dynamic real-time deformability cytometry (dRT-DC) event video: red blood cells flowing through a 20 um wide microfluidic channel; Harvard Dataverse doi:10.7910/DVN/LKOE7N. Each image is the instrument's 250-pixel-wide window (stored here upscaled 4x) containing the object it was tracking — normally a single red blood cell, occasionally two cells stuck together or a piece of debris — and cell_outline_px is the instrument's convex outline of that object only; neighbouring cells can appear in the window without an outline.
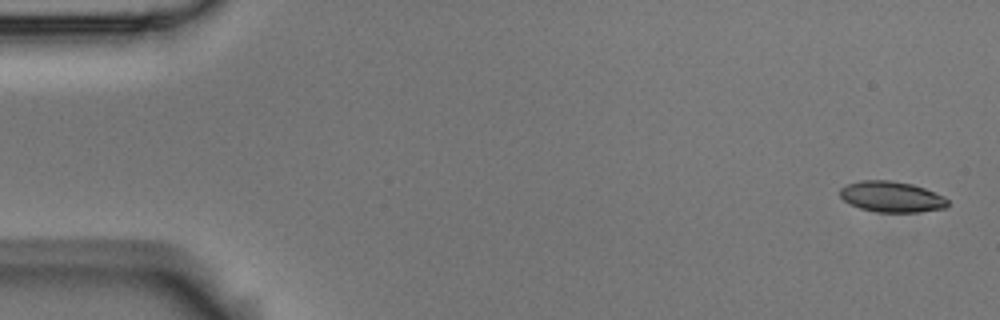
{"species": "Egyptian fruit bat (a non-hibernating species)", "species_latin": "Rousettus aegyptiacus", "temperature_condition": "room temperature", "stored_images_in_passage": 5, "camera_frame_rate_fps": 3000, "um_per_image_px": 0.085, "animal": {"sex": "male"}, "frame": {"image": 1, "passage_image": 1, "time_ms": 0.0, "image_size_px": [1000, 320], "cell_outline_px": [[948, 204], [944, 208], [920, 212], [876, 212], [860, 208], [844, 200], [840, 196], [840, 188], [848, 184], [860, 180], [888, 180], [912, 184], [924, 188], [944, 196], [948, 200]], "centroid_in_image_um": [75.79, 16.72], "position_along_channel_um": 9.2, "area_um2": 19.25}}
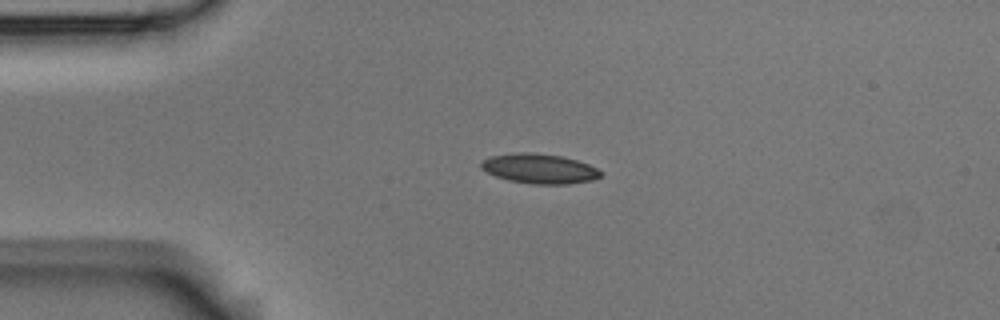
{"frame": {"image": 2, "passage_image": 4, "time_ms": 1.0, "image_size_px": [1000, 320], "cell_outline_px": [[600, 176], [592, 180], [568, 184], [532, 184], [508, 180], [496, 176], [480, 168], [480, 164], [484, 160], [492, 156], [520, 152], [528, 152], [560, 156], [576, 160], [588, 164], [596, 168], [600, 172]], "centroid_in_image_um": [45.83, 14.34], "position_along_channel_um": 39.2, "area_um2": 20.4}}